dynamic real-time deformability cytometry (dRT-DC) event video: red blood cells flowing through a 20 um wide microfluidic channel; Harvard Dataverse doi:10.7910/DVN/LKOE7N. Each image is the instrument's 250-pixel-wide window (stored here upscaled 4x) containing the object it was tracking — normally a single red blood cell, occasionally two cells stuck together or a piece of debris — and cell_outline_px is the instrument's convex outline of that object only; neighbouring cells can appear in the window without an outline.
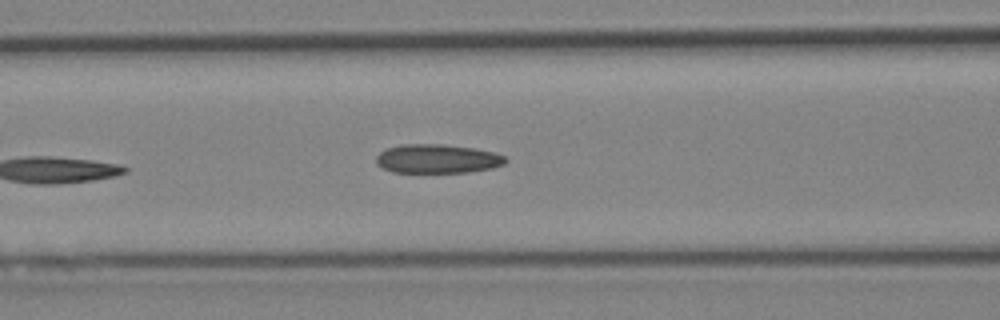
{"species": "Egyptian fruit bat (a non-hibernating species)", "species_latin": "Rousettus aegyptiacus", "temperature_condition": "cold", "stored_images_in_passage": 6, "camera_frame_rate_fps": 3000, "um_per_image_px": 0.085, "animal": {"sex": "female"}, "frame": {"image": 1, "passage_image": 6, "time_ms": 6.667, "image_size_px": [1000, 320], "cell_outline_px": [[508, 160], [504, 164], [492, 168], [468, 172], [392, 172], [376, 164], [376, 156], [380, 152], [388, 148], [404, 144], [444, 144], [476, 148], [496, 152], [504, 156]], "centroid_in_image_um": [37.21, 13.49], "position_along_channel_um": 129.4, "area_um2": 21.91}}